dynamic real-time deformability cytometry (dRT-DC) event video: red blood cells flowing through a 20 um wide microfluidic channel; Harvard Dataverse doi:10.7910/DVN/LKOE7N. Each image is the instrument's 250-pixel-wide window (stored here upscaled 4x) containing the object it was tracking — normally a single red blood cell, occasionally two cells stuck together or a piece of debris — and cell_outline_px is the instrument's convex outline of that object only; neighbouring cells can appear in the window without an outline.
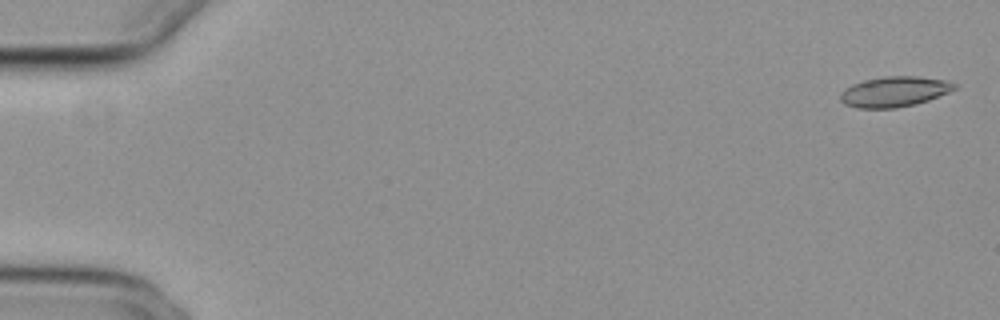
{"species": "common noctule bat (a hibernating species)", "species_latin": "Nyctalus noctula", "temperature_condition": "cold", "stored_images_in_passage": 16, "camera_frame_rate_fps": 3000, "um_per_image_px": 0.085, "animal": {"sex": "female", "body_mass_g": 29.2, "forearm_length_mm": 56.3}, "frame": {"image": 1, "passage_image": 2, "time_ms": 0.333, "image_size_px": [1000, 320], "cell_outline_px": [[956, 88], [948, 92], [928, 100], [916, 104], [896, 108], [856, 108], [844, 104], [840, 100], [840, 92], [844, 88], [852, 84], [864, 80], [884, 76], [920, 76], [948, 80], [956, 84]], "centroid_in_image_um": [76.0, 7.78], "position_along_channel_um": 9.0, "area_um2": 20.35}}